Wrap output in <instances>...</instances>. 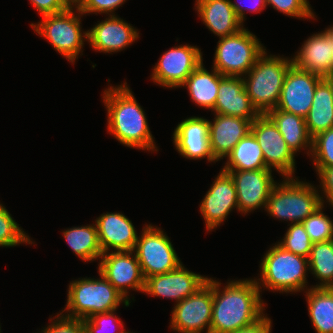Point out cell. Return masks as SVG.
<instances>
[{
  "instance_id": "cell-19",
  "label": "cell",
  "mask_w": 333,
  "mask_h": 333,
  "mask_svg": "<svg viewBox=\"0 0 333 333\" xmlns=\"http://www.w3.org/2000/svg\"><path fill=\"white\" fill-rule=\"evenodd\" d=\"M87 32V42L100 53H117L140 38L138 30L118 15H109Z\"/></svg>"
},
{
  "instance_id": "cell-10",
  "label": "cell",
  "mask_w": 333,
  "mask_h": 333,
  "mask_svg": "<svg viewBox=\"0 0 333 333\" xmlns=\"http://www.w3.org/2000/svg\"><path fill=\"white\" fill-rule=\"evenodd\" d=\"M213 306V278L194 294L173 307L170 328L178 333H210Z\"/></svg>"
},
{
  "instance_id": "cell-2",
  "label": "cell",
  "mask_w": 333,
  "mask_h": 333,
  "mask_svg": "<svg viewBox=\"0 0 333 333\" xmlns=\"http://www.w3.org/2000/svg\"><path fill=\"white\" fill-rule=\"evenodd\" d=\"M107 131L122 145L147 151H158L145 111L137 102L127 82L104 89Z\"/></svg>"
},
{
  "instance_id": "cell-25",
  "label": "cell",
  "mask_w": 333,
  "mask_h": 333,
  "mask_svg": "<svg viewBox=\"0 0 333 333\" xmlns=\"http://www.w3.org/2000/svg\"><path fill=\"white\" fill-rule=\"evenodd\" d=\"M276 125L287 146L296 155L300 150H306L308 156L312 151V137L309 135L305 118L279 109H273L266 114Z\"/></svg>"
},
{
  "instance_id": "cell-14",
  "label": "cell",
  "mask_w": 333,
  "mask_h": 333,
  "mask_svg": "<svg viewBox=\"0 0 333 333\" xmlns=\"http://www.w3.org/2000/svg\"><path fill=\"white\" fill-rule=\"evenodd\" d=\"M223 171L228 172L235 183L239 212L246 215L257 208L266 209L268 197L277 184L272 169Z\"/></svg>"
},
{
  "instance_id": "cell-38",
  "label": "cell",
  "mask_w": 333,
  "mask_h": 333,
  "mask_svg": "<svg viewBox=\"0 0 333 333\" xmlns=\"http://www.w3.org/2000/svg\"><path fill=\"white\" fill-rule=\"evenodd\" d=\"M126 0H75L73 3L79 11L86 14H106L115 15V10L118 9Z\"/></svg>"
},
{
  "instance_id": "cell-1",
  "label": "cell",
  "mask_w": 333,
  "mask_h": 333,
  "mask_svg": "<svg viewBox=\"0 0 333 333\" xmlns=\"http://www.w3.org/2000/svg\"><path fill=\"white\" fill-rule=\"evenodd\" d=\"M221 284L213 279L210 333H234L253 325L265 315L266 305L255 279H234L223 289Z\"/></svg>"
},
{
  "instance_id": "cell-46",
  "label": "cell",
  "mask_w": 333,
  "mask_h": 333,
  "mask_svg": "<svg viewBox=\"0 0 333 333\" xmlns=\"http://www.w3.org/2000/svg\"><path fill=\"white\" fill-rule=\"evenodd\" d=\"M325 288L327 290L333 292V279L331 280V282Z\"/></svg>"
},
{
  "instance_id": "cell-22",
  "label": "cell",
  "mask_w": 333,
  "mask_h": 333,
  "mask_svg": "<svg viewBox=\"0 0 333 333\" xmlns=\"http://www.w3.org/2000/svg\"><path fill=\"white\" fill-rule=\"evenodd\" d=\"M299 49L292 58L294 66L323 78L333 73V43L326 30L311 35Z\"/></svg>"
},
{
  "instance_id": "cell-13",
  "label": "cell",
  "mask_w": 333,
  "mask_h": 333,
  "mask_svg": "<svg viewBox=\"0 0 333 333\" xmlns=\"http://www.w3.org/2000/svg\"><path fill=\"white\" fill-rule=\"evenodd\" d=\"M134 253V254H133ZM98 272L128 301L129 289L143 293L145 278L135 252H105L100 257Z\"/></svg>"
},
{
  "instance_id": "cell-21",
  "label": "cell",
  "mask_w": 333,
  "mask_h": 333,
  "mask_svg": "<svg viewBox=\"0 0 333 333\" xmlns=\"http://www.w3.org/2000/svg\"><path fill=\"white\" fill-rule=\"evenodd\" d=\"M218 91L214 114L240 117L251 122L260 115L247 94L243 77L223 76L219 73Z\"/></svg>"
},
{
  "instance_id": "cell-6",
  "label": "cell",
  "mask_w": 333,
  "mask_h": 333,
  "mask_svg": "<svg viewBox=\"0 0 333 333\" xmlns=\"http://www.w3.org/2000/svg\"><path fill=\"white\" fill-rule=\"evenodd\" d=\"M268 197L265 211L276 219L301 223L323 205L316 187L296 177H284Z\"/></svg>"
},
{
  "instance_id": "cell-3",
  "label": "cell",
  "mask_w": 333,
  "mask_h": 333,
  "mask_svg": "<svg viewBox=\"0 0 333 333\" xmlns=\"http://www.w3.org/2000/svg\"><path fill=\"white\" fill-rule=\"evenodd\" d=\"M99 278H79L69 284L67 302L61 313L75 319H86L99 313L130 305L116 288L98 272ZM65 312V313H64Z\"/></svg>"
},
{
  "instance_id": "cell-7",
  "label": "cell",
  "mask_w": 333,
  "mask_h": 333,
  "mask_svg": "<svg viewBox=\"0 0 333 333\" xmlns=\"http://www.w3.org/2000/svg\"><path fill=\"white\" fill-rule=\"evenodd\" d=\"M81 16L83 17V14L73 3L65 11L44 15L42 21L31 23L30 26L73 64L83 52L84 42L88 41V32L82 31Z\"/></svg>"
},
{
  "instance_id": "cell-9",
  "label": "cell",
  "mask_w": 333,
  "mask_h": 333,
  "mask_svg": "<svg viewBox=\"0 0 333 333\" xmlns=\"http://www.w3.org/2000/svg\"><path fill=\"white\" fill-rule=\"evenodd\" d=\"M140 235L133 251L145 279L173 271L182 264L170 238L160 227L145 224Z\"/></svg>"
},
{
  "instance_id": "cell-42",
  "label": "cell",
  "mask_w": 333,
  "mask_h": 333,
  "mask_svg": "<svg viewBox=\"0 0 333 333\" xmlns=\"http://www.w3.org/2000/svg\"><path fill=\"white\" fill-rule=\"evenodd\" d=\"M238 1V0H237ZM247 1L249 3H251L250 5L248 4H243L241 2ZM241 0V2H232V0H230V3L232 5V7L234 8L235 14L237 15L238 19L240 20V22L243 24L245 19V11H249V12H255V13H260L262 12V10H264L267 7L266 1L265 0ZM246 2V3H247ZM242 6H241V5ZM247 5V6H246ZM244 6V7H243ZM247 9V10H246Z\"/></svg>"
},
{
  "instance_id": "cell-30",
  "label": "cell",
  "mask_w": 333,
  "mask_h": 333,
  "mask_svg": "<svg viewBox=\"0 0 333 333\" xmlns=\"http://www.w3.org/2000/svg\"><path fill=\"white\" fill-rule=\"evenodd\" d=\"M65 241L71 250L85 262L98 260L103 252L101 250L96 224L81 227H72L63 232Z\"/></svg>"
},
{
  "instance_id": "cell-33",
  "label": "cell",
  "mask_w": 333,
  "mask_h": 333,
  "mask_svg": "<svg viewBox=\"0 0 333 333\" xmlns=\"http://www.w3.org/2000/svg\"><path fill=\"white\" fill-rule=\"evenodd\" d=\"M290 227L278 245L294 254L309 258L313 242L310 240L302 223L288 224Z\"/></svg>"
},
{
  "instance_id": "cell-12",
  "label": "cell",
  "mask_w": 333,
  "mask_h": 333,
  "mask_svg": "<svg viewBox=\"0 0 333 333\" xmlns=\"http://www.w3.org/2000/svg\"><path fill=\"white\" fill-rule=\"evenodd\" d=\"M202 62L203 57L199 47L189 44L177 45L162 54L150 76L159 86L179 88Z\"/></svg>"
},
{
  "instance_id": "cell-16",
  "label": "cell",
  "mask_w": 333,
  "mask_h": 333,
  "mask_svg": "<svg viewBox=\"0 0 333 333\" xmlns=\"http://www.w3.org/2000/svg\"><path fill=\"white\" fill-rule=\"evenodd\" d=\"M207 279V276L189 271L181 264L173 271L146 278L143 293L152 297L173 299L179 303L194 294Z\"/></svg>"
},
{
  "instance_id": "cell-28",
  "label": "cell",
  "mask_w": 333,
  "mask_h": 333,
  "mask_svg": "<svg viewBox=\"0 0 333 333\" xmlns=\"http://www.w3.org/2000/svg\"><path fill=\"white\" fill-rule=\"evenodd\" d=\"M308 314L317 333H333V292L325 287L305 291Z\"/></svg>"
},
{
  "instance_id": "cell-15",
  "label": "cell",
  "mask_w": 333,
  "mask_h": 333,
  "mask_svg": "<svg viewBox=\"0 0 333 333\" xmlns=\"http://www.w3.org/2000/svg\"><path fill=\"white\" fill-rule=\"evenodd\" d=\"M322 79L292 64L285 75L276 109L305 118L312 106L316 86Z\"/></svg>"
},
{
  "instance_id": "cell-39",
  "label": "cell",
  "mask_w": 333,
  "mask_h": 333,
  "mask_svg": "<svg viewBox=\"0 0 333 333\" xmlns=\"http://www.w3.org/2000/svg\"><path fill=\"white\" fill-rule=\"evenodd\" d=\"M54 318H50L51 324L42 329L41 333H86L81 319L67 317L61 312Z\"/></svg>"
},
{
  "instance_id": "cell-29",
  "label": "cell",
  "mask_w": 333,
  "mask_h": 333,
  "mask_svg": "<svg viewBox=\"0 0 333 333\" xmlns=\"http://www.w3.org/2000/svg\"><path fill=\"white\" fill-rule=\"evenodd\" d=\"M222 170H258L266 167L262 149L254 135L249 132L226 156Z\"/></svg>"
},
{
  "instance_id": "cell-31",
  "label": "cell",
  "mask_w": 333,
  "mask_h": 333,
  "mask_svg": "<svg viewBox=\"0 0 333 333\" xmlns=\"http://www.w3.org/2000/svg\"><path fill=\"white\" fill-rule=\"evenodd\" d=\"M308 263L311 274L321 281L313 287H326L333 279V239L313 243Z\"/></svg>"
},
{
  "instance_id": "cell-36",
  "label": "cell",
  "mask_w": 333,
  "mask_h": 333,
  "mask_svg": "<svg viewBox=\"0 0 333 333\" xmlns=\"http://www.w3.org/2000/svg\"><path fill=\"white\" fill-rule=\"evenodd\" d=\"M115 311L117 310L82 319L86 333H125L123 321L116 316ZM111 329H114V331Z\"/></svg>"
},
{
  "instance_id": "cell-23",
  "label": "cell",
  "mask_w": 333,
  "mask_h": 333,
  "mask_svg": "<svg viewBox=\"0 0 333 333\" xmlns=\"http://www.w3.org/2000/svg\"><path fill=\"white\" fill-rule=\"evenodd\" d=\"M212 121L209 120V142L212 155L217 161L225 158L244 138L251 128L248 119L215 114Z\"/></svg>"
},
{
  "instance_id": "cell-26",
  "label": "cell",
  "mask_w": 333,
  "mask_h": 333,
  "mask_svg": "<svg viewBox=\"0 0 333 333\" xmlns=\"http://www.w3.org/2000/svg\"><path fill=\"white\" fill-rule=\"evenodd\" d=\"M203 62L188 76L181 86L187 88L192 102L213 111L219 88V72L212 67L209 72Z\"/></svg>"
},
{
  "instance_id": "cell-20",
  "label": "cell",
  "mask_w": 333,
  "mask_h": 333,
  "mask_svg": "<svg viewBox=\"0 0 333 333\" xmlns=\"http://www.w3.org/2000/svg\"><path fill=\"white\" fill-rule=\"evenodd\" d=\"M95 224L103 253L134 250L138 235L132 221L123 213H103Z\"/></svg>"
},
{
  "instance_id": "cell-37",
  "label": "cell",
  "mask_w": 333,
  "mask_h": 333,
  "mask_svg": "<svg viewBox=\"0 0 333 333\" xmlns=\"http://www.w3.org/2000/svg\"><path fill=\"white\" fill-rule=\"evenodd\" d=\"M267 6L283 13L289 17L315 19V12L311 8L308 0H265Z\"/></svg>"
},
{
  "instance_id": "cell-5",
  "label": "cell",
  "mask_w": 333,
  "mask_h": 333,
  "mask_svg": "<svg viewBox=\"0 0 333 333\" xmlns=\"http://www.w3.org/2000/svg\"><path fill=\"white\" fill-rule=\"evenodd\" d=\"M291 65L292 58L267 55L265 50L243 76L247 94L260 115L276 108L285 75Z\"/></svg>"
},
{
  "instance_id": "cell-44",
  "label": "cell",
  "mask_w": 333,
  "mask_h": 333,
  "mask_svg": "<svg viewBox=\"0 0 333 333\" xmlns=\"http://www.w3.org/2000/svg\"><path fill=\"white\" fill-rule=\"evenodd\" d=\"M324 79L330 84L333 93V73L329 76L324 77Z\"/></svg>"
},
{
  "instance_id": "cell-27",
  "label": "cell",
  "mask_w": 333,
  "mask_h": 333,
  "mask_svg": "<svg viewBox=\"0 0 333 333\" xmlns=\"http://www.w3.org/2000/svg\"><path fill=\"white\" fill-rule=\"evenodd\" d=\"M305 122L312 138L333 128V93L330 84L324 78L316 86Z\"/></svg>"
},
{
  "instance_id": "cell-32",
  "label": "cell",
  "mask_w": 333,
  "mask_h": 333,
  "mask_svg": "<svg viewBox=\"0 0 333 333\" xmlns=\"http://www.w3.org/2000/svg\"><path fill=\"white\" fill-rule=\"evenodd\" d=\"M32 240L0 203V247H14L22 243L34 244Z\"/></svg>"
},
{
  "instance_id": "cell-45",
  "label": "cell",
  "mask_w": 333,
  "mask_h": 333,
  "mask_svg": "<svg viewBox=\"0 0 333 333\" xmlns=\"http://www.w3.org/2000/svg\"><path fill=\"white\" fill-rule=\"evenodd\" d=\"M325 29L330 34L331 39H332V43H333V26L325 28Z\"/></svg>"
},
{
  "instance_id": "cell-8",
  "label": "cell",
  "mask_w": 333,
  "mask_h": 333,
  "mask_svg": "<svg viewBox=\"0 0 333 333\" xmlns=\"http://www.w3.org/2000/svg\"><path fill=\"white\" fill-rule=\"evenodd\" d=\"M265 50L256 35L243 28L236 34L219 38L213 68L223 76L243 77Z\"/></svg>"
},
{
  "instance_id": "cell-34",
  "label": "cell",
  "mask_w": 333,
  "mask_h": 333,
  "mask_svg": "<svg viewBox=\"0 0 333 333\" xmlns=\"http://www.w3.org/2000/svg\"><path fill=\"white\" fill-rule=\"evenodd\" d=\"M323 209L324 204L301 222L313 243L333 239V220L323 213Z\"/></svg>"
},
{
  "instance_id": "cell-18",
  "label": "cell",
  "mask_w": 333,
  "mask_h": 333,
  "mask_svg": "<svg viewBox=\"0 0 333 333\" xmlns=\"http://www.w3.org/2000/svg\"><path fill=\"white\" fill-rule=\"evenodd\" d=\"M173 143L184 158H206L210 163L217 161L210 149L209 119L193 116L182 120L174 129Z\"/></svg>"
},
{
  "instance_id": "cell-41",
  "label": "cell",
  "mask_w": 333,
  "mask_h": 333,
  "mask_svg": "<svg viewBox=\"0 0 333 333\" xmlns=\"http://www.w3.org/2000/svg\"><path fill=\"white\" fill-rule=\"evenodd\" d=\"M315 170L321 181L319 183L323 193L322 202L324 204L326 198V202H329L330 207H333V167H315Z\"/></svg>"
},
{
  "instance_id": "cell-17",
  "label": "cell",
  "mask_w": 333,
  "mask_h": 333,
  "mask_svg": "<svg viewBox=\"0 0 333 333\" xmlns=\"http://www.w3.org/2000/svg\"><path fill=\"white\" fill-rule=\"evenodd\" d=\"M206 231L216 229L233 209L238 211L235 183L228 172L221 169L200 203Z\"/></svg>"
},
{
  "instance_id": "cell-40",
  "label": "cell",
  "mask_w": 333,
  "mask_h": 333,
  "mask_svg": "<svg viewBox=\"0 0 333 333\" xmlns=\"http://www.w3.org/2000/svg\"><path fill=\"white\" fill-rule=\"evenodd\" d=\"M42 16L65 11L73 4L72 0H29Z\"/></svg>"
},
{
  "instance_id": "cell-43",
  "label": "cell",
  "mask_w": 333,
  "mask_h": 333,
  "mask_svg": "<svg viewBox=\"0 0 333 333\" xmlns=\"http://www.w3.org/2000/svg\"><path fill=\"white\" fill-rule=\"evenodd\" d=\"M272 321L267 314L251 326L242 328L234 333H271Z\"/></svg>"
},
{
  "instance_id": "cell-4",
  "label": "cell",
  "mask_w": 333,
  "mask_h": 333,
  "mask_svg": "<svg viewBox=\"0 0 333 333\" xmlns=\"http://www.w3.org/2000/svg\"><path fill=\"white\" fill-rule=\"evenodd\" d=\"M259 265L260 278H255V281L260 293L263 286L280 293H296L309 289L306 287L308 258L287 251L277 243L267 250Z\"/></svg>"
},
{
  "instance_id": "cell-24",
  "label": "cell",
  "mask_w": 333,
  "mask_h": 333,
  "mask_svg": "<svg viewBox=\"0 0 333 333\" xmlns=\"http://www.w3.org/2000/svg\"><path fill=\"white\" fill-rule=\"evenodd\" d=\"M195 3L194 9L203 24L217 37L230 36L244 28L230 0H196Z\"/></svg>"
},
{
  "instance_id": "cell-35",
  "label": "cell",
  "mask_w": 333,
  "mask_h": 333,
  "mask_svg": "<svg viewBox=\"0 0 333 333\" xmlns=\"http://www.w3.org/2000/svg\"><path fill=\"white\" fill-rule=\"evenodd\" d=\"M310 157L315 167H333V128L312 138Z\"/></svg>"
},
{
  "instance_id": "cell-11",
  "label": "cell",
  "mask_w": 333,
  "mask_h": 333,
  "mask_svg": "<svg viewBox=\"0 0 333 333\" xmlns=\"http://www.w3.org/2000/svg\"><path fill=\"white\" fill-rule=\"evenodd\" d=\"M250 132L262 149L266 167L274 168L283 178L295 177V154L266 114L259 115L251 123Z\"/></svg>"
}]
</instances>
